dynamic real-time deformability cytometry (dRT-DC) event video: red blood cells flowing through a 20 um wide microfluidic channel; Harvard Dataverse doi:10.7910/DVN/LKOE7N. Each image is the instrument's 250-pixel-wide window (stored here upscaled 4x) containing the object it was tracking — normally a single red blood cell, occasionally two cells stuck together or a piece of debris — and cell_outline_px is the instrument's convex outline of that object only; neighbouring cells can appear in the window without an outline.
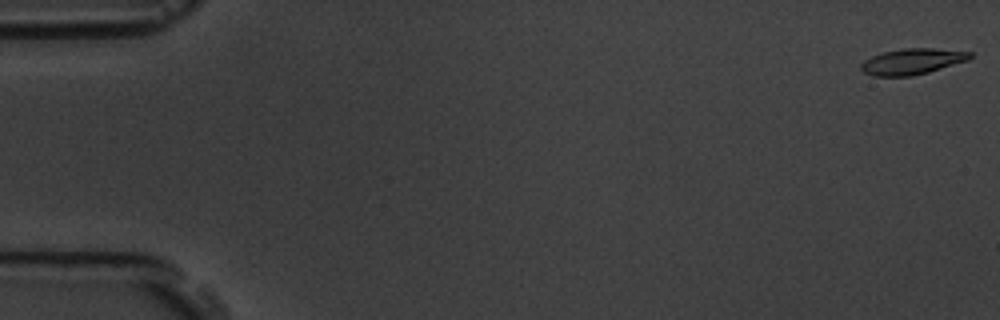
{"species": "common noctule bat (a hibernating species)", "species_latin": "Nyctalus noctula", "temperature_condition": "room temperature", "stored_images_in_passage": 5, "camera_frame_rate_fps": 3000, "um_per_image_px": 0.085, "animal": {"sex": "male", "body_mass_g": 19.5, "forearm_length_mm": 54.6}, "frame": {"image": 1, "passage_image": 1, "time_ms": 0.0, "image_size_px": [1000, 320], "cell_outline_px": [[972, 56], [968, 60], [928, 72], [912, 76], [872, 76], [864, 72], [860, 68], [860, 64], [864, 60], [872, 56], [884, 52], [904, 48], [932, 48], [972, 52]], "centroid_in_image_um": [77.52, 5.23], "position_along_channel_um": 7.5, "area_um2": 16.36}}
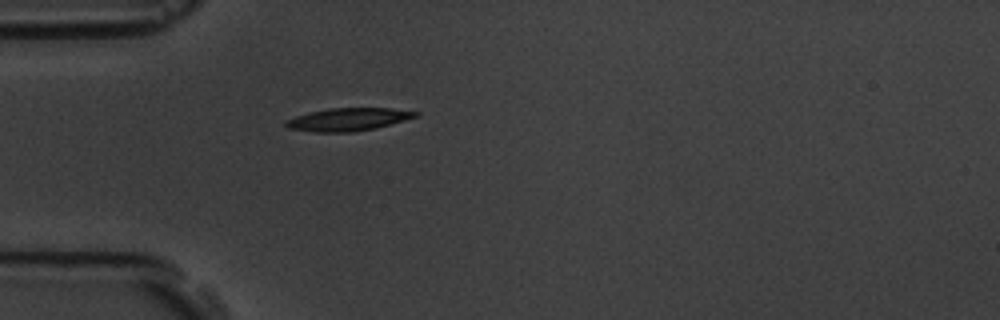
{"frame": {"image": 2, "passage_image": 5, "time_ms": 5.333, "image_size_px": [1000, 320], "cell_outline_px": [[420, 116], [376, 128], [352, 132], [316, 132], [288, 128], [284, 124], [288, 120], [296, 116], [308, 112], [328, 108], [392, 108], [420, 112]], "centroid_in_image_um": [29.64, 10.14], "position_along_channel_um": 55.4, "area_um2": 17.28}}